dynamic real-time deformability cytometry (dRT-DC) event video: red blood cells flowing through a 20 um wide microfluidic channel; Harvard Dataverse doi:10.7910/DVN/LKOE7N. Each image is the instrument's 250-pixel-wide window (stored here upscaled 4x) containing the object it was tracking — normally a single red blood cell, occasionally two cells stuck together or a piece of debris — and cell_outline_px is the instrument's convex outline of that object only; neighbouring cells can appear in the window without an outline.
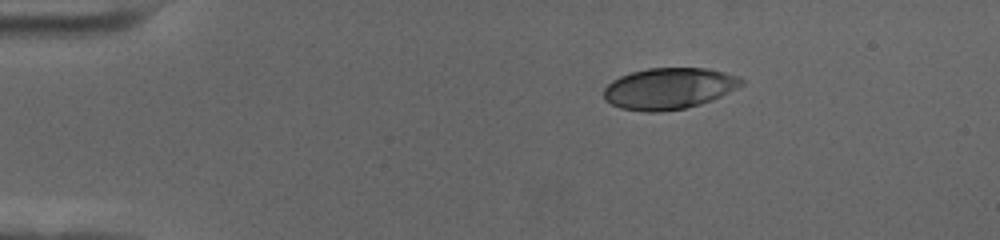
{"species": "human", "species_latin": "Homo sapiens", "temperature_condition": "cold", "stored_images_in_passage": 49, "camera_frame_rate_fps": 3000, "um_per_image_px": 0.085, "donor": {"sex": "female"}, "frame": {"image": 1, "passage_image": 1, "time_ms": 0.0, "image_size_px": [1000, 240], "cell_outline_px": [[744, 84], [712, 100], [700, 104], [684, 108], [660, 112], [644, 112], [620, 108], [604, 100], [604, 88], [612, 80], [620, 76], [632, 72], [648, 68], [708, 68], [740, 76], [744, 80]], "centroid_in_image_um": [56.86, 7.52], "position_along_channel_um": 28.1, "area_um2": 33.23}}
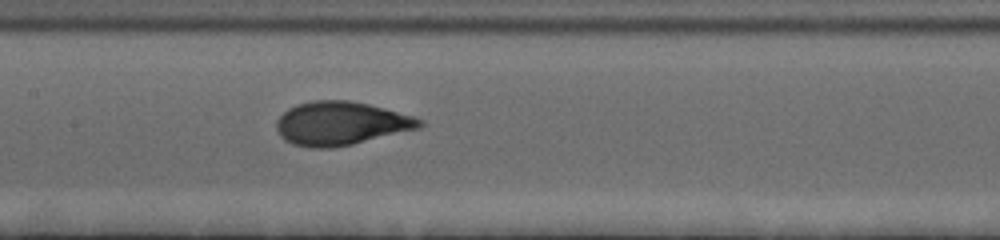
{"frame": {"image": 2, "passage_image": 20, "time_ms": 6.333, "image_size_px": [1000, 240], "cell_outline_px": [[424, 124], [420, 128], [352, 144], [332, 148], [308, 148], [292, 144], [284, 140], [280, 136], [276, 128], [276, 120], [288, 108], [296, 104], [312, 100], [348, 100], [368, 104], [384, 108], [412, 116], [424, 120]], "centroid_in_image_um": [28.94, 10.49], "position_along_channel_um": 178.5, "area_um2": 36.41}}
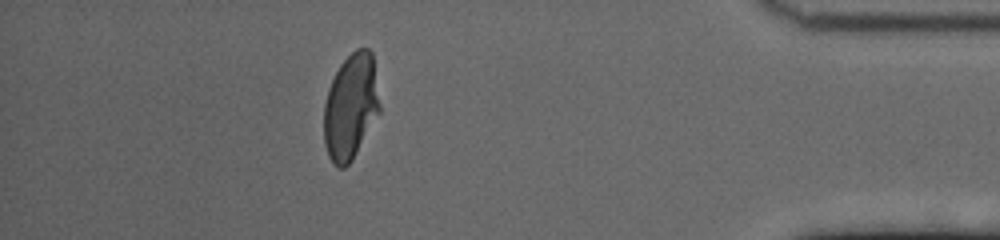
{"frame": {"image": 3, "passage_image": 43, "time_ms": 14.0, "image_size_px": [1000, 240], "cell_outline_px": [[380, 112], [352, 160], [344, 168], [340, 168], [328, 156], [324, 144], [324, 104], [328, 88], [340, 64], [356, 48], [368, 48], [372, 52], [380, 104]], "centroid_in_image_um": [29.81, 9.06], "position_along_channel_um": 405.4, "area_um2": 34.28}, "authors_computed_cell_mechanics": {"area_um2": 35.4892, "velocity_mm_per_s": 3.495, "shape_relaxation_time_tau1_ms": 5.3588, "shape_relaxation_time_tau2_ms": null, "deformation_change_tau1": 0.2024, "deformation_change_tau2": null}}